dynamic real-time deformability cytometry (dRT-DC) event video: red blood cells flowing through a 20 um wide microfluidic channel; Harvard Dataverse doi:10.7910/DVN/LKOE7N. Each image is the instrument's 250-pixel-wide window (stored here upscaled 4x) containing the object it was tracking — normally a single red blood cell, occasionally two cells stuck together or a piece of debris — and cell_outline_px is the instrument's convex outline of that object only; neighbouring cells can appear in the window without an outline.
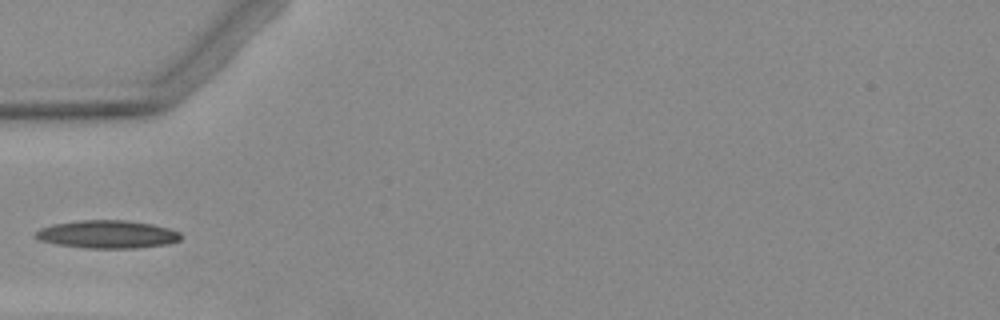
{"species": "Egyptian fruit bat (a non-hibernating species)", "species_latin": "Rousettus aegyptiacus", "temperature_condition": "warm", "stored_images_in_passage": 3, "camera_frame_rate_fps": 3000, "um_per_image_px": 0.085, "animal": {"sex": "female"}, "frame": {"image": 1, "passage_image": 3, "time_ms": 2.333, "image_size_px": [1000, 320], "cell_outline_px": [[180, 240], [168, 244], [136, 248], [84, 248], [56, 244], [40, 240], [36, 236], [36, 232], [40, 228], [52, 224], [80, 220], [124, 220], [152, 224], [168, 228], [180, 232]], "centroid_in_image_um": [9.13, 19.92], "position_along_channel_um": 75.9, "area_um2": 23.58}}